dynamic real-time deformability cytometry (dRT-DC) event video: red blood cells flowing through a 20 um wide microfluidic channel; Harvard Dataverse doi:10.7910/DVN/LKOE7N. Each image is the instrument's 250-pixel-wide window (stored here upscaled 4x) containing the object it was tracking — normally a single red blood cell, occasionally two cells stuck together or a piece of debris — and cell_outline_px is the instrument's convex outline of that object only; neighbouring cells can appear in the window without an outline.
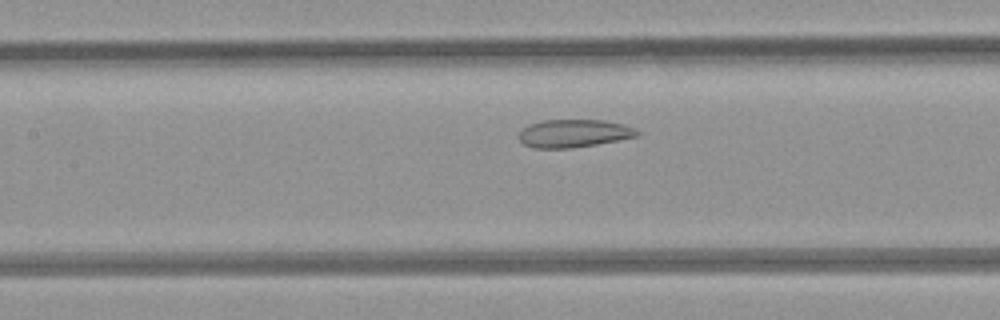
{"species": "common noctule bat (a hibernating species)", "species_latin": "Nyctalus noctula", "temperature_condition": "room temperature", "stored_images_in_passage": 5, "segment_of_instrument_passage": [2, 2], "camera_frame_rate_fps": 3000, "um_per_image_px": 0.085, "animal": {"sex": "female", "body_mass_g": 21.9}, "frame": {"image": 1, "passage_image": 5, "time_ms": 5.333, "image_size_px": [1000, 320], "cell_outline_px": [[640, 136], [596, 144], [572, 148], [532, 148], [524, 144], [516, 136], [528, 124], [544, 120], [604, 120], [624, 124], [636, 128], [640, 132]], "centroid_in_image_um": [48.79, 11.33], "position_along_channel_um": 158.6, "area_um2": 19.42}}